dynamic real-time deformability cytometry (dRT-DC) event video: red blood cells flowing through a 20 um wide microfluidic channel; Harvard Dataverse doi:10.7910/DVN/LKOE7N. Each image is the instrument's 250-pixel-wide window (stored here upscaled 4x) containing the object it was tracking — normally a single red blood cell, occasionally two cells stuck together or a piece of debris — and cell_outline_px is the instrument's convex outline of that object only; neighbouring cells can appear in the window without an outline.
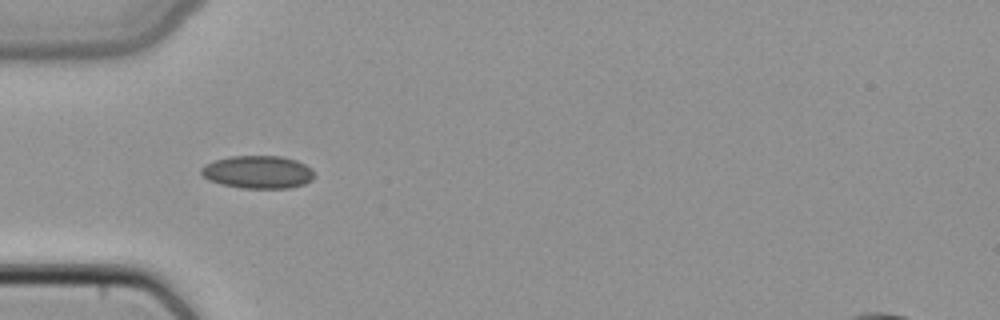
{"species": "common noctule bat (a hibernating species)", "species_latin": "Nyctalus noctula", "temperature_condition": "cold", "stored_images_in_passage": 19, "camera_frame_rate_fps": 3000, "um_per_image_px": 0.085, "animal": {"sex": "female", "body_mass_g": 22.7, "forearm_length_mm": 54.2}, "frame": {"image": 1, "passage_image": 4, "time_ms": 1.0, "image_size_px": [1000, 320], "cell_outline_px": [[312, 180], [304, 184], [288, 188], [244, 188], [220, 184], [208, 180], [200, 172], [200, 168], [204, 164], [216, 160], [232, 156], [280, 156], [296, 160], [312, 168]], "centroid_in_image_um": [21.9, 14.62], "position_along_channel_um": 63.1, "area_um2": 21.56}}